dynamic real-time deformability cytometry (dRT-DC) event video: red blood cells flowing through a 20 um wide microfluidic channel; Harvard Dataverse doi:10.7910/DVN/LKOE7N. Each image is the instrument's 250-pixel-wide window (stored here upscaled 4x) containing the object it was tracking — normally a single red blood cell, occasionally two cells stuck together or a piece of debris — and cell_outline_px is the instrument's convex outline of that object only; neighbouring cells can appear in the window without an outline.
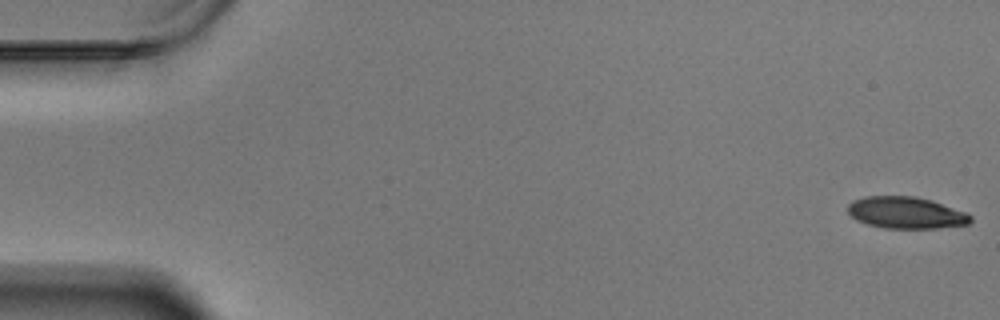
{"species": "Egyptian fruit bat (a non-hibernating species)", "species_latin": "Rousettus aegyptiacus", "temperature_condition": "warm", "stored_images_in_passage": 59, "camera_frame_rate_fps": 3000, "um_per_image_px": 0.085, "animal": {"sex": "male"}, "frame": {"image": 1, "passage_image": 1, "time_ms": 0.0, "image_size_px": [1000, 320], "cell_outline_px": [[972, 220], [968, 224], [936, 228], [884, 228], [868, 224], [856, 220], [848, 212], [848, 204], [852, 200], [864, 196], [916, 196], [932, 200], [964, 212], [972, 216]], "centroid_in_image_um": [76.98, 18.07], "position_along_channel_um": 8.0, "area_um2": 22.66}}
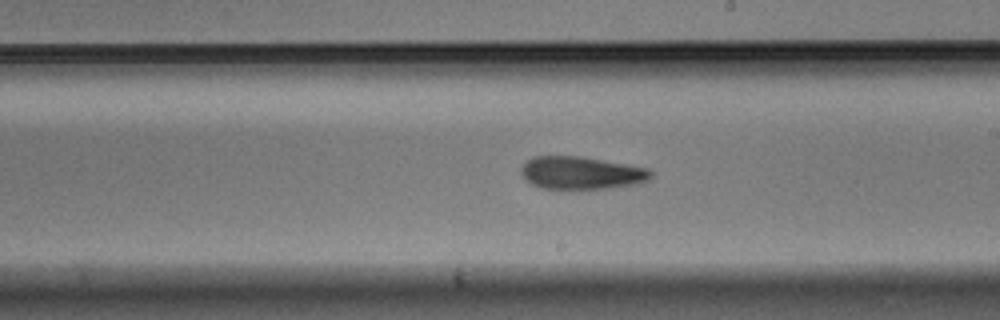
{"frame": {"image": 2, "passage_image": 34, "time_ms": 11.0, "image_size_px": [1000, 320], "cell_outline_px": [[652, 176], [648, 180], [636, 184], [612, 188], [560, 192], [540, 188], [532, 184], [520, 172], [520, 168], [532, 156], [580, 156], [648, 168], [652, 172]], "centroid_in_image_um": [49.38, 14.75], "position_along_channel_um": 239.6, "area_um2": 25.55}}
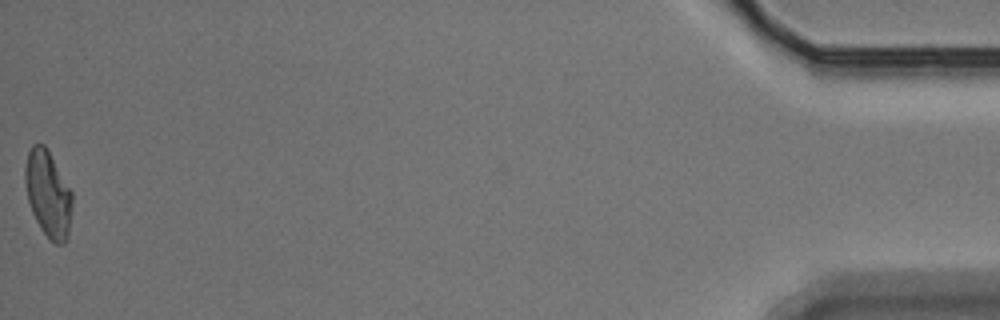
{"frame": {"image": 3, "passage_image": 59, "time_ms": 19.333, "image_size_px": [1000, 320], "cell_outline_px": [[72, 204], [68, 236], [64, 244], [56, 244], [40, 228], [32, 212], [28, 200], [24, 180], [24, 168], [28, 152], [32, 144], [44, 144], [48, 148], [72, 192]], "centroid_in_image_um": [4.08, 16.44], "position_along_channel_um": 431.1, "area_um2": 23.76}, "authors_computed_cell_mechanics": {"area_um2": 24.3338, "velocity_mm_per_s": 3.4345, "shape_relaxation_time_tau1_ms": 7.0913, "shape_relaxation_time_tau2_ms": 3.8505, "deformation_change_tau1": 0.1884, "deformation_change_tau2": 0.1157}}